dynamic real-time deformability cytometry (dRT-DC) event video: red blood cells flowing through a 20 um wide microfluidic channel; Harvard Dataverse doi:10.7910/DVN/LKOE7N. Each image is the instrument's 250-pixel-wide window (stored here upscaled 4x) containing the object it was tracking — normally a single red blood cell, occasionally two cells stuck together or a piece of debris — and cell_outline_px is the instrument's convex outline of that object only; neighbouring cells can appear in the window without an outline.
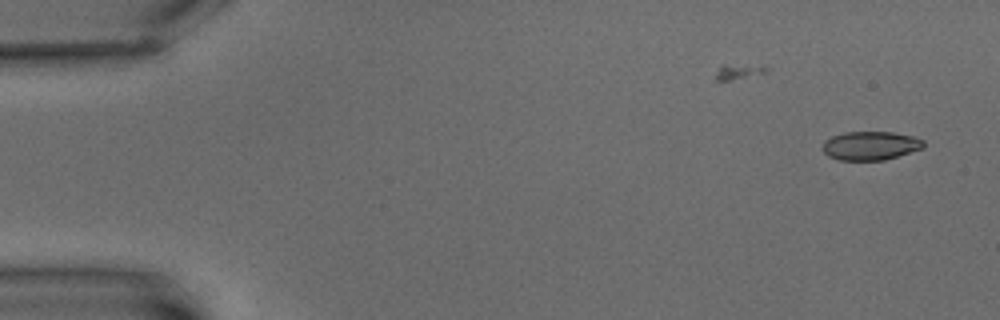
{"species": "common noctule bat (a hibernating species)", "species_latin": "Nyctalus noctula", "temperature_condition": "warm", "stored_images_in_passage": 8, "camera_frame_rate_fps": 3000, "um_per_image_px": 0.085, "animal": {"sex": "male", "body_mass_g": 15.6}, "frame": {"image": 1, "passage_image": 2, "time_ms": 2.333, "image_size_px": [1000, 320], "cell_outline_px": [[924, 148], [884, 160], [840, 160], [828, 156], [820, 148], [824, 140], [832, 136], [844, 132], [892, 132], [912, 136], [924, 140]], "centroid_in_image_um": [73.96, 12.38], "position_along_channel_um": 11.0, "area_um2": 16.99}}
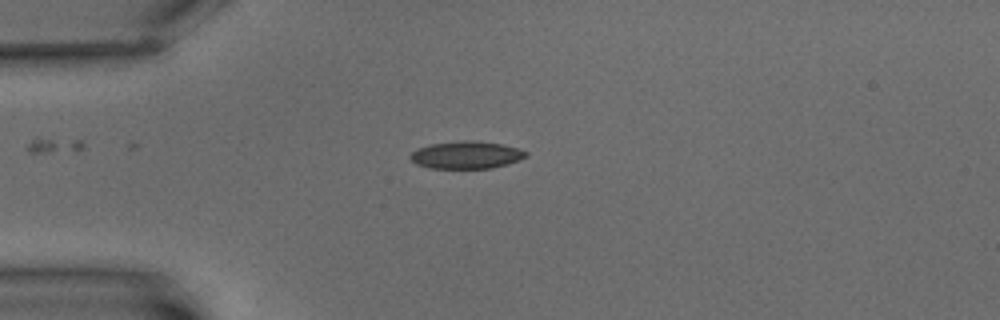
{"frame": {"image": 2, "passage_image": 6, "time_ms": 7.0, "image_size_px": [1000, 320], "cell_outline_px": [[528, 156], [520, 160], [492, 168], [432, 168], [416, 164], [408, 156], [416, 148], [432, 144], [460, 140], [476, 140], [500, 144], [520, 148], [528, 152]], "centroid_in_image_um": [39.66, 13.16], "position_along_channel_um": 45.3, "area_um2": 18.61}}
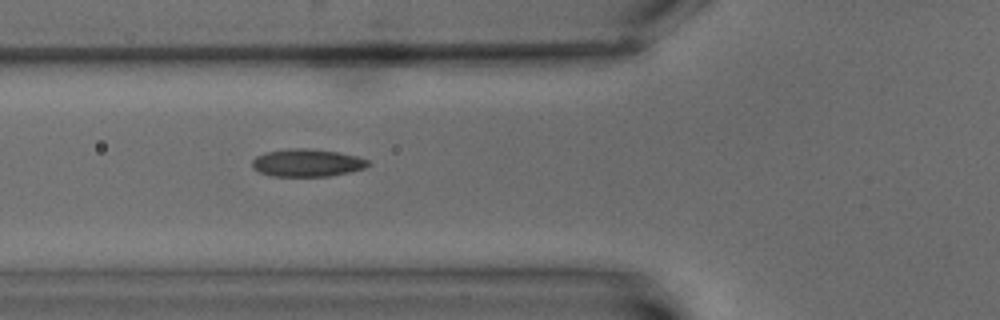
{"frame": {"image": 3, "passage_image": 8, "time_ms": 9.333, "image_size_px": [1000, 320], "cell_outline_px": [[372, 164], [364, 168], [348, 172], [328, 176], [272, 176], [260, 172], [252, 168], [252, 160], [256, 156], [264, 152], [288, 148], [308, 148], [336, 152], [356, 156], [368, 160]], "centroid_in_image_um": [26.07, 13.83], "position_along_channel_um": 99.7, "area_um2": 18.67}}